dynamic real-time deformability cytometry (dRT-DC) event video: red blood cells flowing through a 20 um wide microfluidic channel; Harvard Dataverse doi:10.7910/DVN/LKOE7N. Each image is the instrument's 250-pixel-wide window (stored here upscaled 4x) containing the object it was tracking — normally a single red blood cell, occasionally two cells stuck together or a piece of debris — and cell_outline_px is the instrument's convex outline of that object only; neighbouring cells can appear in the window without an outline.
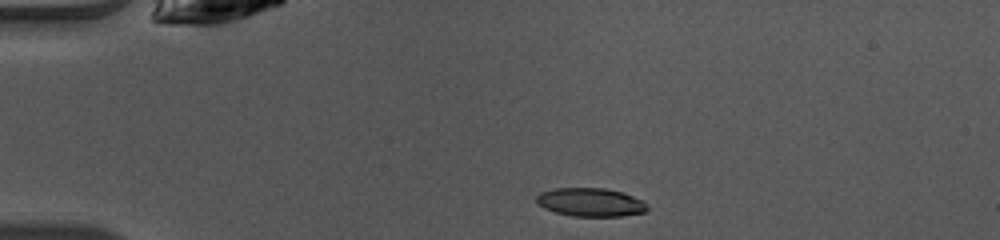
{"species": "common noctule bat (a hibernating species)", "species_latin": "Nyctalus noctula", "temperature_condition": "warm", "stored_images_in_passage": 14, "camera_frame_rate_fps": 3000, "um_per_image_px": 0.085, "animal": {"sex": "female", "body_mass_g": 10.0, "forearm_length_mm": 53.1}, "frame": {"image": 1, "passage_image": 1, "time_ms": 0.0, "image_size_px": [1000, 240], "cell_outline_px": [[648, 208], [644, 212], [620, 216], [572, 216], [556, 212], [544, 208], [536, 200], [536, 196], [540, 192], [556, 188], [604, 188], [620, 192], [644, 200]], "centroid_in_image_um": [50.19, 17.19], "position_along_channel_um": 34.8, "area_um2": 18.21}}
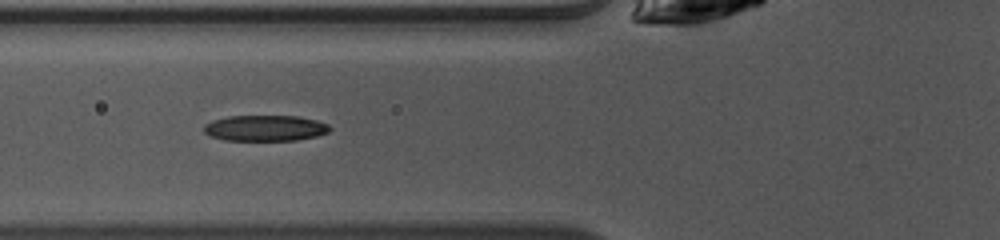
{"frame": {"image": 2, "passage_image": 9, "time_ms": 2.667, "image_size_px": [1000, 240], "cell_outline_px": [[332, 128], [328, 132], [316, 136], [296, 140], [224, 140], [212, 136], [204, 132], [204, 124], [212, 120], [228, 116], [296, 116], [316, 120], [328, 124]], "centroid_in_image_um": [22.54, 10.88], "position_along_channel_um": 103.3, "area_um2": 18.9}}
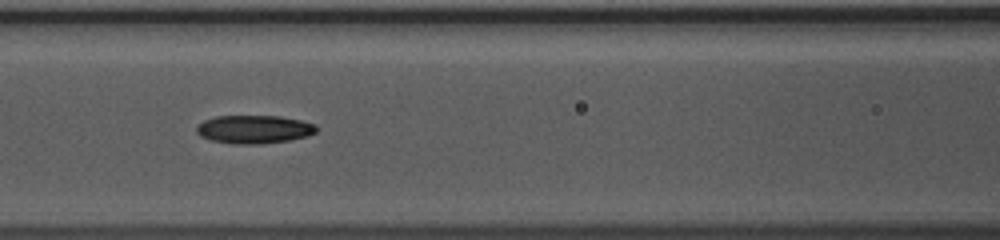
{"frame": {"image": 3, "passage_image": 12, "time_ms": 3.667, "image_size_px": [1000, 240], "cell_outline_px": [[316, 132], [308, 136], [288, 140], [260, 144], [232, 144], [212, 140], [200, 136], [196, 132], [196, 128], [204, 120], [216, 116], [280, 116], [300, 120], [316, 124]], "centroid_in_image_um": [21.6, 10.99], "position_along_channel_um": 145.0, "area_um2": 19.71}}